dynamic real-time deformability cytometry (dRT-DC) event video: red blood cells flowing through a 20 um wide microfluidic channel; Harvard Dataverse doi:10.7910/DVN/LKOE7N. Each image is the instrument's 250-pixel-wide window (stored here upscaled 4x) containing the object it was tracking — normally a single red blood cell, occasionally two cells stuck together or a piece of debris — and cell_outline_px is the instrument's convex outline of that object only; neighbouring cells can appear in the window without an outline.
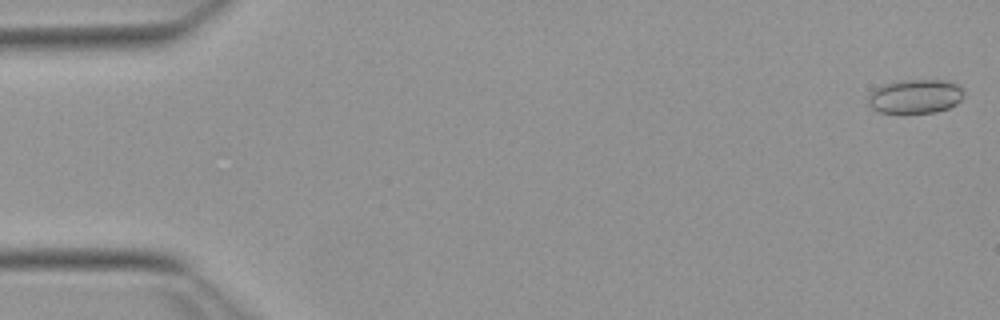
{"species": "Egyptian fruit bat (a non-hibernating species)", "species_latin": "Rousettus aegyptiacus", "temperature_condition": "warm", "stored_images_in_passage": 53, "camera_frame_rate_fps": 3000, "um_per_image_px": 0.085, "animal": {"sex": "female"}, "frame": {"image": 1, "passage_image": 1, "time_ms": 0.0, "image_size_px": [1000, 320], "cell_outline_px": [[964, 96], [956, 104], [948, 108], [936, 112], [904, 116], [880, 112], [872, 108], [868, 104], [868, 96], [876, 88], [884, 84], [912, 80], [944, 80], [956, 84], [964, 92]], "centroid_in_image_um": [77.78, 8.25], "position_along_channel_um": 7.2, "area_um2": 19.42}}
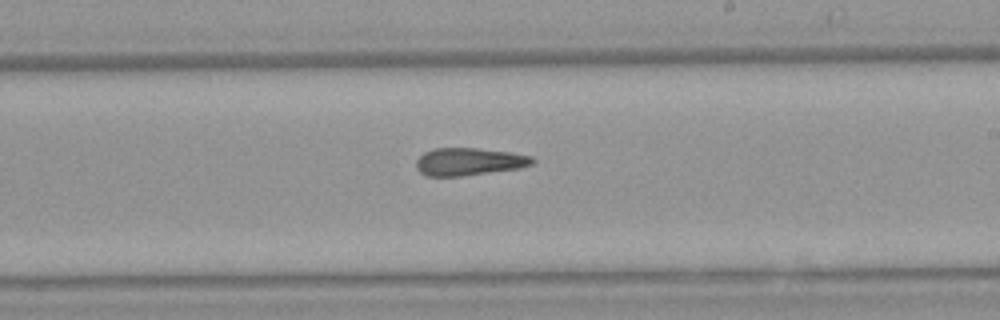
{"frame": {"image": 2, "passage_image": 31, "time_ms": 10.0, "image_size_px": [1000, 320], "cell_outline_px": [[536, 160], [532, 164], [520, 168], [460, 176], [424, 176], [416, 168], [416, 160], [424, 152], [436, 148], [476, 148], [512, 152], [532, 156]], "centroid_in_image_um": [39.86, 13.74], "position_along_channel_um": 249.1, "area_um2": 18.73}}
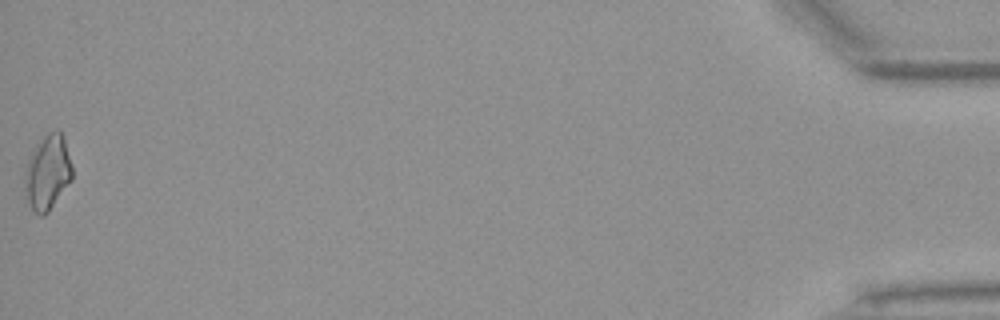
{"frame": {"image": 3, "passage_image": 53, "time_ms": 17.333, "image_size_px": [1000, 320], "cell_outline_px": [[72, 180], [48, 212], [44, 216], [40, 216], [32, 212], [28, 204], [28, 160], [36, 144], [48, 132], [56, 128], [64, 136], [72, 164]], "centroid_in_image_um": [4.11, 14.64], "position_along_channel_um": 431.1, "area_um2": 20.23}, "authors_computed_cell_mechanics": {"area_um2": 18.8428, "velocity_mm_per_s": 3.863, "shape_relaxation_time_tau1_ms": null, "shape_relaxation_time_tau2_ms": 4.9186, "deformation_change_tau1": null, "deformation_change_tau2": 0.1702}}